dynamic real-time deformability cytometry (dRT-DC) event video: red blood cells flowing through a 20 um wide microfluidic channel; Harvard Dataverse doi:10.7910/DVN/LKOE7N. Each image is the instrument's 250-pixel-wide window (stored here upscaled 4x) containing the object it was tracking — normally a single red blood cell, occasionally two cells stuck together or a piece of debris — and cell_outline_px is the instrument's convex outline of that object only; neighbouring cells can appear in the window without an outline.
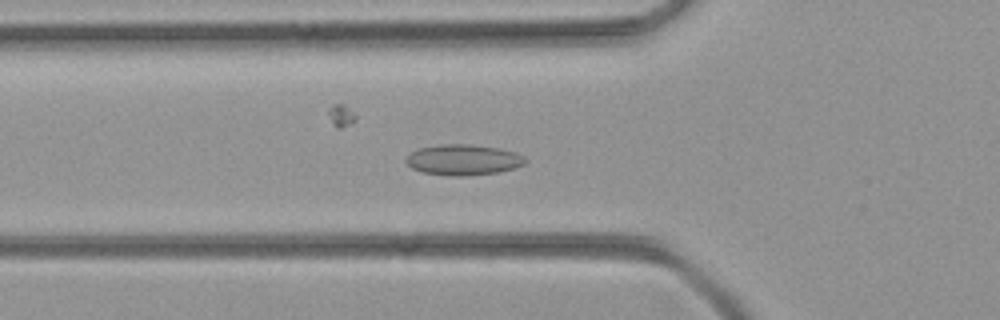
{"species": "common noctule bat (a hibernating species)", "species_latin": "Nyctalus noctula", "temperature_condition": "room temperature", "stored_images_in_passage": 30, "camera_frame_rate_fps": 3000, "um_per_image_px": 0.085, "animal": {"sex": "female", "body_mass_g": 21.9}, "frame": {"image": 1, "passage_image": 9, "time_ms": 2.667, "image_size_px": [1000, 320], "cell_outline_px": [[528, 160], [524, 164], [516, 168], [496, 172], [464, 176], [448, 176], [420, 172], [412, 168], [404, 160], [412, 152], [420, 148], [440, 144], [468, 144], [500, 148], [516, 152], [524, 156]], "centroid_in_image_um": [39.4, 13.58], "position_along_channel_um": 86.4, "area_um2": 21.44}}
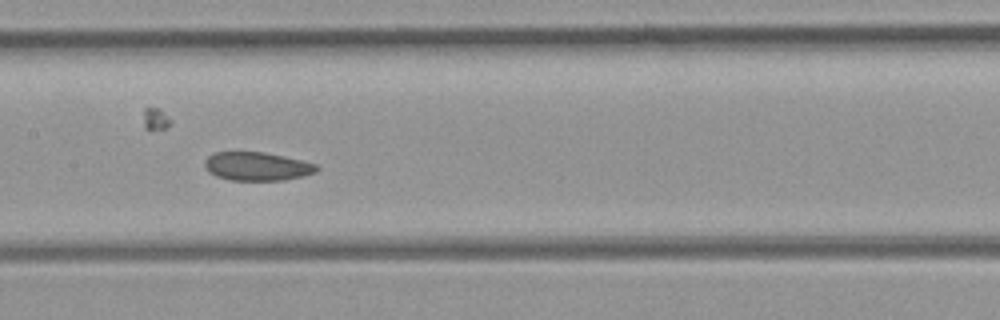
{"frame": {"image": 2, "passage_image": 16, "time_ms": 5.0, "image_size_px": [1000, 320], "cell_outline_px": [[320, 168], [316, 172], [304, 176], [284, 180], [228, 180], [216, 176], [208, 172], [204, 164], [204, 160], [208, 156], [216, 152], [264, 152], [284, 156], [316, 164]], "centroid_in_image_um": [21.84, 14.14], "position_along_channel_um": 185.6, "area_um2": 18.67}}
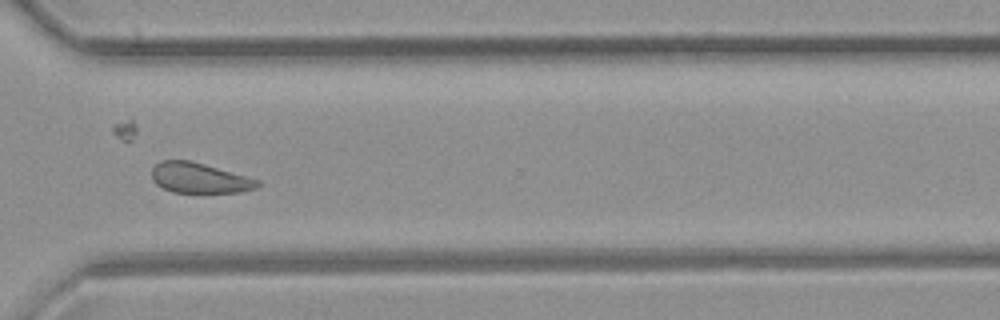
{"frame": {"image": 3, "passage_image": 28, "time_ms": 9.0, "image_size_px": [1000, 320], "cell_outline_px": [[260, 184], [256, 188], [240, 192], [172, 192], [156, 184], [152, 180], [152, 168], [160, 160], [188, 160], [204, 164], [260, 180]], "centroid_in_image_um": [16.93, 15.12], "position_along_channel_um": 353.7, "area_um2": 18.5}}